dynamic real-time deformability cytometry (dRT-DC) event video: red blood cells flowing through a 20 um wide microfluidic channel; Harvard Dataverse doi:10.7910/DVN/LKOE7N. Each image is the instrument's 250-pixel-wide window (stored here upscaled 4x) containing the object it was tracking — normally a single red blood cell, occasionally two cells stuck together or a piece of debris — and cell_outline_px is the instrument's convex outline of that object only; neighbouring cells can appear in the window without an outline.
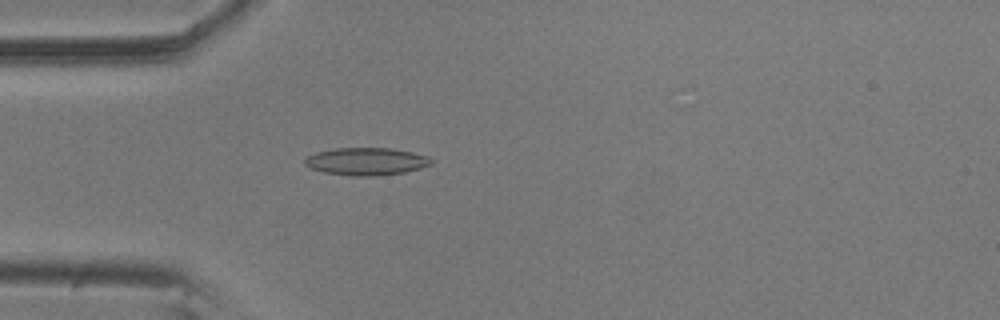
{"species": "common noctule bat (a hibernating species)", "species_latin": "Nyctalus noctula", "temperature_condition": "room temperature", "stored_images_in_passage": 49, "camera_frame_rate_fps": 3000, "um_per_image_px": 0.085, "animal": {"sex": "male", "body_mass_g": 20.5, "forearm_length_mm": 52.5}, "frame": {"image": 1, "passage_image": 7, "time_ms": 2.0, "image_size_px": [1000, 320], "cell_outline_px": [[432, 164], [420, 168], [404, 172], [372, 176], [352, 176], [324, 172], [312, 168], [304, 164], [304, 160], [308, 156], [316, 152], [336, 148], [392, 148], [412, 152], [428, 156], [432, 160]], "centroid_in_image_um": [31.14, 13.71], "position_along_channel_um": 53.9, "area_um2": 20.17}}
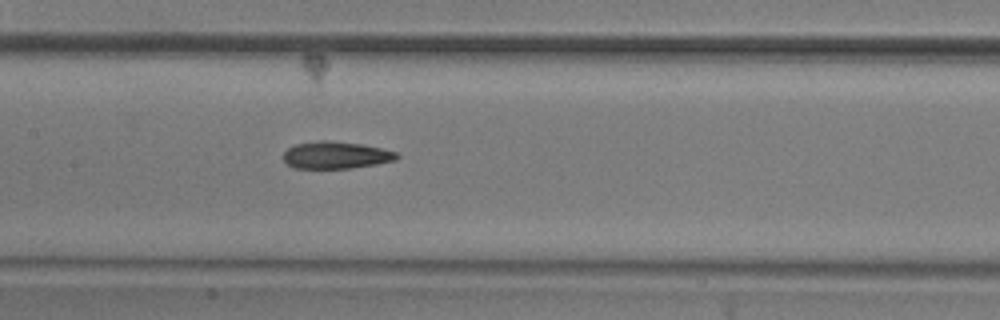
{"frame": {"image": 2, "passage_image": 18, "time_ms": 5.667, "image_size_px": [1000, 320], "cell_outline_px": [[400, 156], [396, 160], [376, 164], [352, 168], [292, 168], [284, 160], [284, 152], [288, 148], [296, 144], [320, 140], [328, 140], [360, 144], [380, 148], [396, 152]], "centroid_in_image_um": [28.55, 13.19], "position_along_channel_um": 178.9, "area_um2": 17.86}}
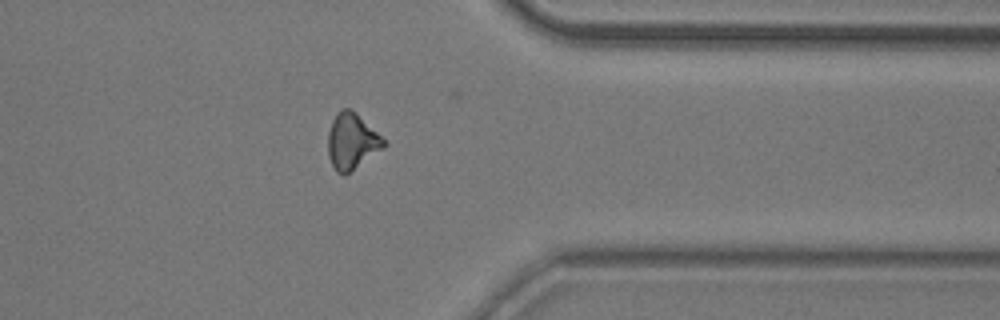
{"frame": {"image": 3, "passage_image": 36, "time_ms": 11.667, "image_size_px": [1000, 320], "cell_outline_px": [[388, 144], [384, 148], [344, 176], [336, 172], [328, 156], [328, 132], [332, 120], [336, 112], [344, 108], [348, 108], [356, 112]], "centroid_in_image_um": [29.89, 12.02], "position_along_channel_um": 381.5, "area_um2": 18.15}}